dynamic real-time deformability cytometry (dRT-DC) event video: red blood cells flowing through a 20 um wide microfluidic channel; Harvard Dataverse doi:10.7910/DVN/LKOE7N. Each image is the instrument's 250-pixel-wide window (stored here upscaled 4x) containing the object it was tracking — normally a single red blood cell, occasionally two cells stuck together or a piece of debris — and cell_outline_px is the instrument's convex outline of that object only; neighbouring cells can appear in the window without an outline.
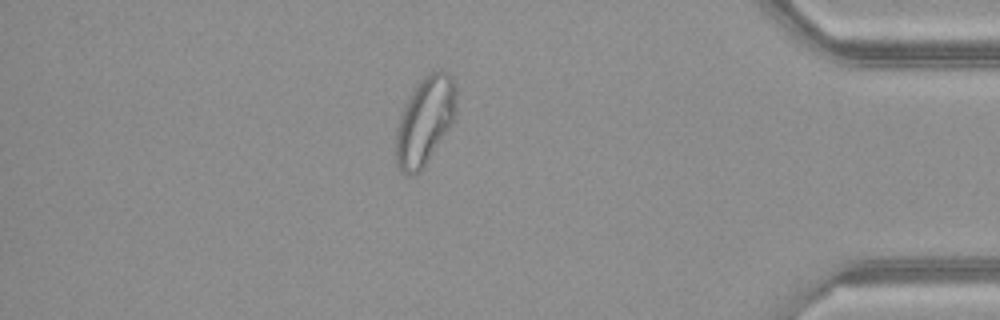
{"species": "common noctule bat (a hibernating species)", "species_latin": "Nyctalus noctula", "temperature_condition": "warm", "stored_images_in_passage": 50, "camera_frame_rate_fps": 3000, "um_per_image_px": 0.085, "animal": {"sex": "female", "body_mass_g": 21.9}, "frame": {"image": 1, "passage_image": 43, "time_ms": 14.0, "image_size_px": [1000, 320], "cell_outline_px": [[456, 116], [428, 160], [420, 172], [408, 176], [400, 172], [396, 164], [396, 128], [400, 116], [412, 92], [420, 80], [432, 68], [444, 68], [456, 80]], "centroid_in_image_um": [36.14, 10.22], "position_along_channel_um": 399.1, "area_um2": 31.27}}